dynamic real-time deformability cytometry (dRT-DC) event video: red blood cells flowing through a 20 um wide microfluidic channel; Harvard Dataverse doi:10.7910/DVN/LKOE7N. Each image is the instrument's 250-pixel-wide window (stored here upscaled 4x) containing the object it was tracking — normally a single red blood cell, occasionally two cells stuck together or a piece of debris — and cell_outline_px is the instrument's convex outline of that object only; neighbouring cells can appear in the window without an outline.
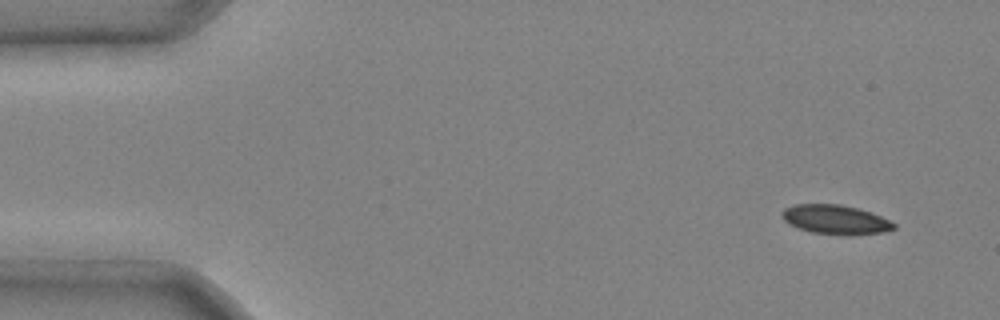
{"species": "common noctule bat (a hibernating species)", "species_latin": "Nyctalus noctula", "temperature_condition": "cold", "stored_images_in_passage": 5, "camera_frame_rate_fps": 3000, "um_per_image_px": 0.085, "animal": {"sex": "male", "body_mass_g": 20.4}, "frame": {"image": 1, "passage_image": 1, "time_ms": 0.0, "image_size_px": [1000, 320], "cell_outline_px": [[896, 228], [884, 232], [852, 236], [848, 236], [812, 232], [788, 224], [784, 220], [784, 208], [796, 204], [840, 204], [856, 208], [880, 216], [896, 224]], "centroid_in_image_um": [71.05, 18.68], "position_along_channel_um": 14.0, "area_um2": 18.96}}